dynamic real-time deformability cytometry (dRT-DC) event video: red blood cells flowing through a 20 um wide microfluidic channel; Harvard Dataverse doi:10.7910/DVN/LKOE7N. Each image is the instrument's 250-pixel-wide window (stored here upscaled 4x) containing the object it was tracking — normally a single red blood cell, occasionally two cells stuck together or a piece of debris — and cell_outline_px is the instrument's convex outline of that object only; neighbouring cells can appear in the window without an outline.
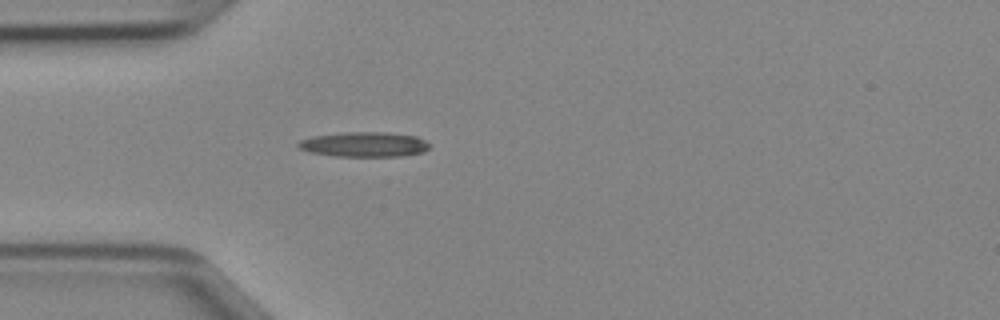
{"species": "Egyptian fruit bat (a non-hibernating species)", "species_latin": "Rousettus aegyptiacus", "temperature_condition": "cold", "stored_images_in_passage": 34, "camera_frame_rate_fps": 3000, "um_per_image_px": 0.085, "animal": {"sex": "female"}, "frame": {"image": 1, "passage_image": 1, "time_ms": 0.0, "image_size_px": [1000, 320], "cell_outline_px": [[428, 148], [424, 152], [400, 156], [336, 156], [308, 152], [300, 148], [296, 144], [300, 140], [312, 136], [344, 132], [388, 132], [416, 136], [424, 140], [428, 144]], "centroid_in_image_um": [30.93, 12.27], "position_along_channel_um": 54.1, "area_um2": 19.02}}
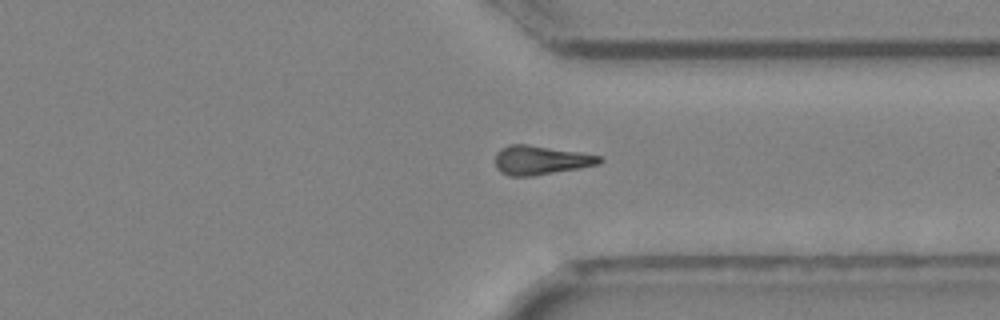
{"frame": {"image": 2, "passage_image": 23, "time_ms": 7.333, "image_size_px": [1000, 320], "cell_outline_px": [[604, 160], [600, 164], [580, 168], [532, 176], [512, 176], [500, 172], [496, 168], [496, 152], [500, 148], [508, 144], [528, 144], [580, 152], [600, 156]], "centroid_in_image_um": [45.95, 13.6], "position_along_channel_um": 365.4, "area_um2": 17.74}}
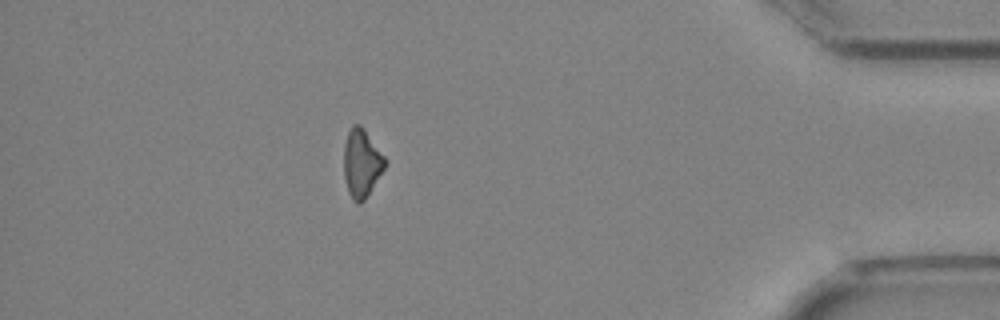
{"frame": {"image": 3, "passage_image": 29, "time_ms": 9.333, "image_size_px": [1000, 320], "cell_outline_px": [[388, 160], [384, 168], [364, 200], [360, 204], [356, 204], [348, 192], [344, 176], [344, 144], [348, 132], [352, 124], [360, 124], [364, 128]], "centroid_in_image_um": [30.73, 13.84], "position_along_channel_um": 404.5, "area_um2": 16.36}}